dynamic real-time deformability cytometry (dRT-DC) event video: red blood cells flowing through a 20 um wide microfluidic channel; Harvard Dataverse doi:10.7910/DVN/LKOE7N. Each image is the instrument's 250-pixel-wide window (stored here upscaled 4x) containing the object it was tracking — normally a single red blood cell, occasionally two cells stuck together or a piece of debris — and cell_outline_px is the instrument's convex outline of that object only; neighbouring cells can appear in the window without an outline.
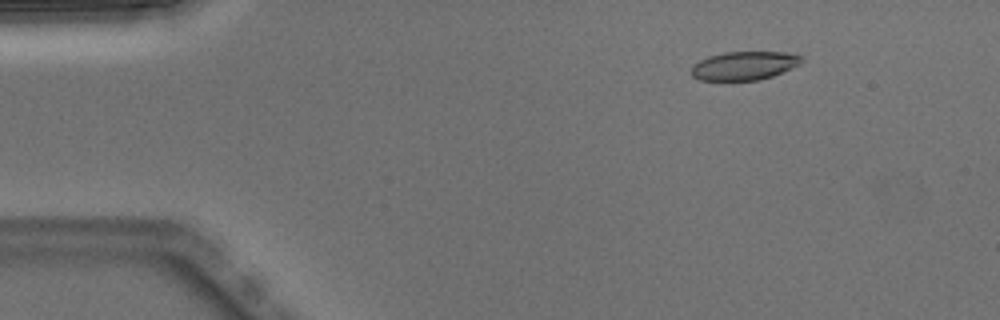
{"species": "Egyptian fruit bat (a non-hibernating species)", "species_latin": "Rousettus aegyptiacus", "temperature_condition": "warm", "stored_images_in_passage": 3, "camera_frame_rate_fps": 3000, "um_per_image_px": 0.085, "animal": {"sex": "male"}, "frame": {"image": 1, "passage_image": 2, "time_ms": 0.333, "image_size_px": [1000, 320], "cell_outline_px": [[804, 60], [800, 64], [772, 76], [756, 80], [700, 80], [692, 76], [692, 64], [708, 56], [724, 52], [784, 52], [800, 56]], "centroid_in_image_um": [63.23, 5.58], "position_along_channel_um": 21.8, "area_um2": 18.21}}